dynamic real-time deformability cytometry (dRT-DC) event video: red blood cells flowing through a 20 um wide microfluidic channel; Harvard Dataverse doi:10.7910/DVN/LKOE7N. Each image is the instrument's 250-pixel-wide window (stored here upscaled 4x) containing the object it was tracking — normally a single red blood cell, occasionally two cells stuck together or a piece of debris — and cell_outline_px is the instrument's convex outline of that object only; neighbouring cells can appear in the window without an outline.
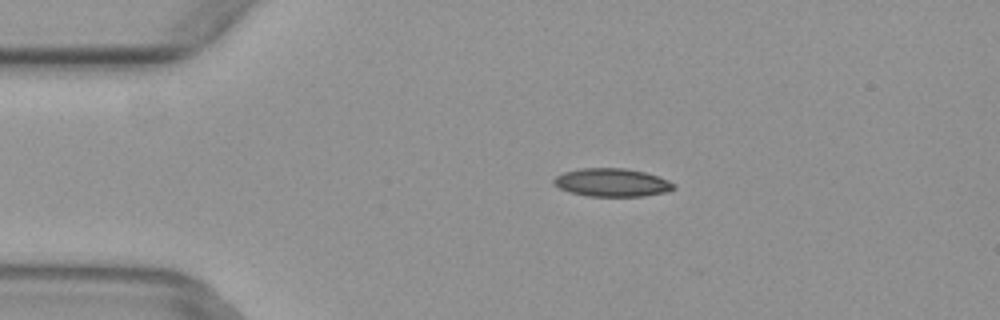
{"species": "common noctule bat (a hibernating species)", "species_latin": "Nyctalus noctula", "temperature_condition": "warm", "stored_images_in_passage": 2, "camera_frame_rate_fps": 3000, "um_per_image_px": 0.085, "animal": {"sex": "female", "body_mass_g": 29.2, "forearm_length_mm": 56.3}, "frame": {"image": 1, "passage_image": 1, "time_ms": 0.0, "image_size_px": [1000, 320], "cell_outline_px": [[676, 188], [668, 192], [644, 196], [588, 196], [568, 192], [552, 184], [552, 180], [556, 176], [564, 172], [580, 168], [624, 168], [644, 172], [668, 180], [676, 184]], "centroid_in_image_um": [52.01, 15.52], "position_along_channel_um": 33.0, "area_um2": 19.83}}